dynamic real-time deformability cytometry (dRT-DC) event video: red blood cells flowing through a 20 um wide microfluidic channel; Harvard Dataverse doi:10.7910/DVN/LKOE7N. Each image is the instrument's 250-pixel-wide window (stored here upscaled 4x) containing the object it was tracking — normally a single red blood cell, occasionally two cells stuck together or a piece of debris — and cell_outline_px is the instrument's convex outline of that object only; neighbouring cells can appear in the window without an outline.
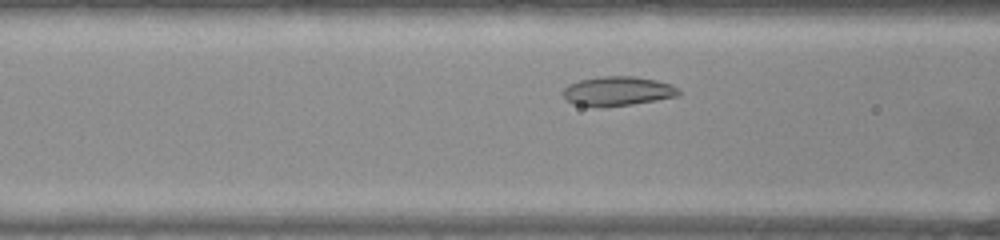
{"species": "common noctule bat (a hibernating species)", "species_latin": "Nyctalus noctula", "temperature_condition": "warm", "stored_images_in_passage": 33, "camera_frame_rate_fps": 3000, "um_per_image_px": 0.085, "animal": {"sex": "female", "body_mass_g": 22.0, "forearm_length_mm": 56.7}, "frame": {"image": 1, "passage_image": 9, "time_ms": 2.667, "image_size_px": [1000, 240], "cell_outline_px": [[680, 96], [632, 104], [576, 104], [568, 100], [564, 96], [564, 88], [568, 84], [580, 80], [600, 76], [632, 76], [656, 80], [672, 84], [680, 92]], "centroid_in_image_um": [52.57, 7.7], "position_along_channel_um": 114.0, "area_um2": 18.96}}
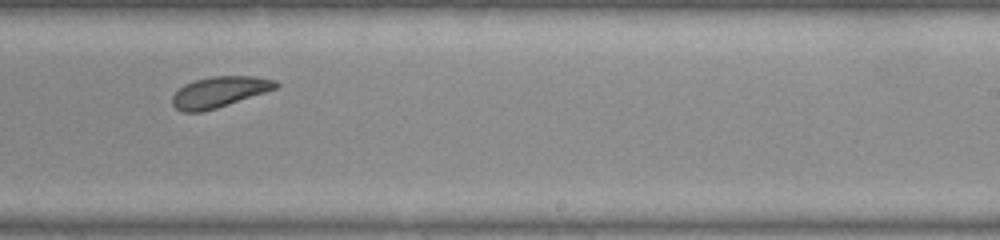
{"frame": {"image": 2, "passage_image": 21, "time_ms": 6.667, "image_size_px": [1000, 240], "cell_outline_px": [[280, 84], [276, 88], [216, 108], [200, 112], [184, 112], [176, 108], [172, 104], [172, 96], [184, 84], [196, 80], [212, 76], [252, 76], [276, 80]], "centroid_in_image_um": [18.63, 7.81], "position_along_channel_um": 270.4, "area_um2": 18.26}}
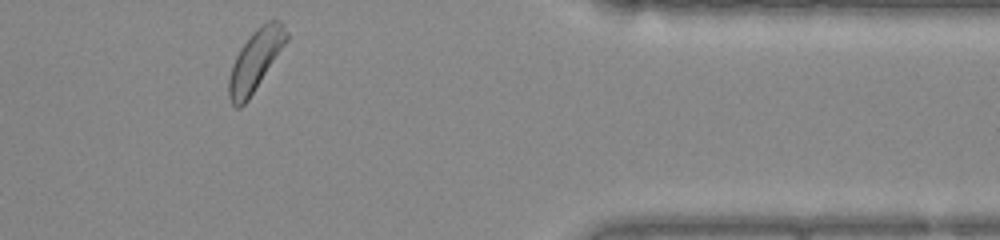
{"frame": {"image": 3, "passage_image": 32, "time_ms": 10.333, "image_size_px": [1000, 240], "cell_outline_px": [[288, 40], [248, 100], [240, 108], [236, 108], [232, 104], [228, 96], [228, 80], [232, 64], [240, 48], [252, 32], [256, 28], [268, 20], [280, 20], [284, 24], [288, 32]], "centroid_in_image_um": [21.71, 5.12], "position_along_channel_um": 389.7, "area_um2": 20.4}, "authors_computed_cell_mechanics": {"area_um2": 19.3052, "velocity_mm_per_s": 3.9167, "shape_relaxation_time_tau1_ms": 1.9295, "shape_relaxation_time_tau2_ms": 2.2943, "deformation_change_tau1": 0.0785, "deformation_change_tau2": 0.0776}}